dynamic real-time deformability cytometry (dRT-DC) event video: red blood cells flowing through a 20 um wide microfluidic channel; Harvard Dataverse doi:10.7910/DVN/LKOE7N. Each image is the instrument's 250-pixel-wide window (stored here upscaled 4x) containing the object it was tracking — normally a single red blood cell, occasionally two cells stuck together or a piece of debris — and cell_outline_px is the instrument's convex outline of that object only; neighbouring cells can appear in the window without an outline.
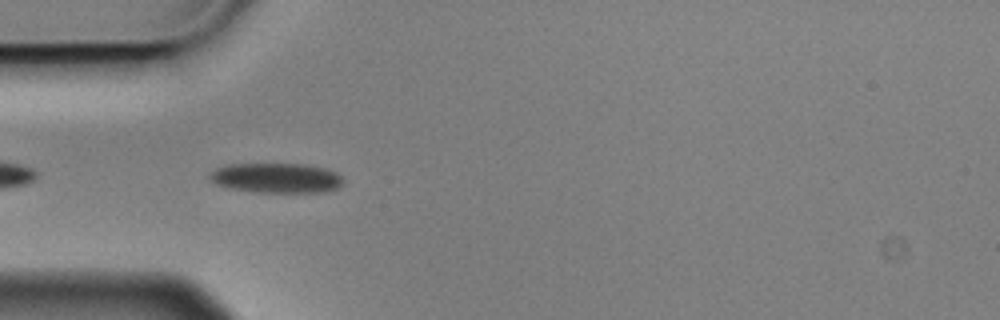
{"species": "Egyptian fruit bat (a non-hibernating species)", "species_latin": "Rousettus aegyptiacus", "temperature_condition": "cold", "stored_images_in_passage": 5, "camera_frame_rate_fps": 3000, "um_per_image_px": 0.085, "animal": {"sex": "male"}, "frame": {"image": 1, "passage_image": 4, "time_ms": 1.0, "image_size_px": [1000, 320], "cell_outline_px": [[344, 184], [336, 188], [324, 192], [256, 192], [232, 188], [216, 184], [208, 176], [216, 168], [228, 164], [308, 164], [324, 168], [336, 172], [344, 180]], "centroid_in_image_um": [23.53, 15.12], "position_along_channel_um": 61.5, "area_um2": 23.18}}
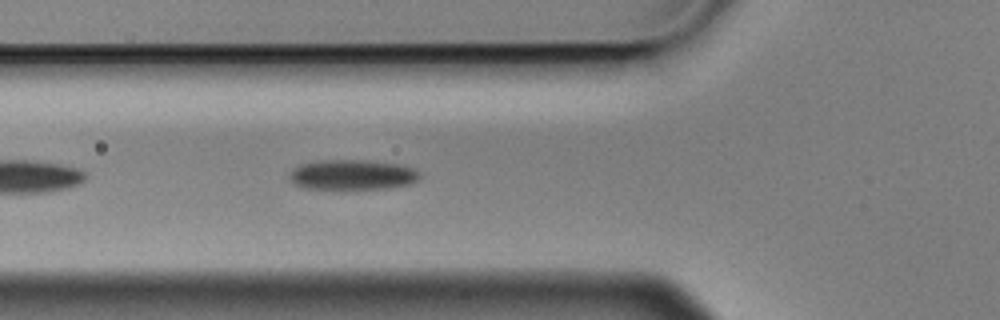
{"frame": {"image": 2, "passage_image": 5, "time_ms": 1.333, "image_size_px": [1000, 320], "cell_outline_px": [[420, 180], [412, 184], [388, 188], [304, 188], [296, 184], [292, 180], [292, 168], [300, 164], [324, 160], [360, 160], [396, 164], [416, 168], [420, 172]], "centroid_in_image_um": [30.04, 14.85], "position_along_channel_um": 95.8, "area_um2": 22.54}}